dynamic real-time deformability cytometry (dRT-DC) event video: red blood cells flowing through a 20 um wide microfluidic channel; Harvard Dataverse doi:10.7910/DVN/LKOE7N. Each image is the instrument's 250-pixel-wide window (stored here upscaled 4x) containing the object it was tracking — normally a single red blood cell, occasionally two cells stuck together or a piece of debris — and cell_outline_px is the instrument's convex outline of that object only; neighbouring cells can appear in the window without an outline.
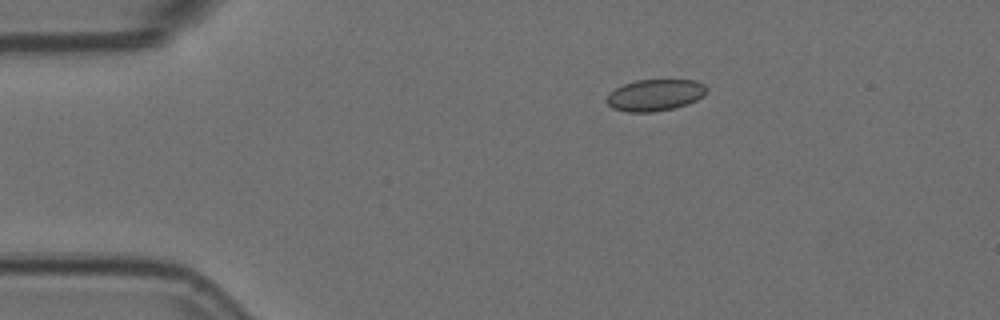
{"species": "Egyptian fruit bat (a non-hibernating species)", "species_latin": "Rousettus aegyptiacus", "temperature_condition": "room temperature", "stored_images_in_passage": 6, "camera_frame_rate_fps": 3000, "um_per_image_px": 0.085, "animal": {"sex": "female"}, "frame": {"image": 1, "passage_image": 1, "time_ms": 0.0, "image_size_px": [1000, 320], "cell_outline_px": [[708, 92], [704, 96], [688, 104], [672, 108], [652, 112], [628, 112], [612, 108], [604, 100], [616, 88], [624, 84], [636, 80], [696, 80], [704, 84], [708, 88]], "centroid_in_image_um": [55.71, 8.08], "position_along_channel_um": 29.3, "area_um2": 18.44}}
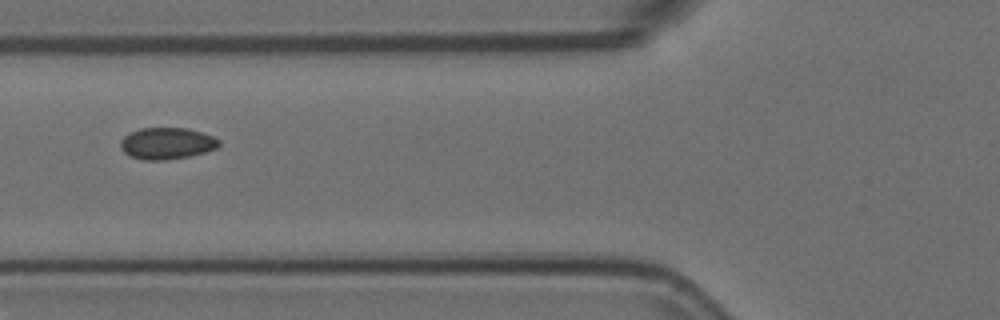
{"frame": {"image": 2, "passage_image": 4, "time_ms": 1.0, "image_size_px": [1000, 320], "cell_outline_px": [[220, 144], [216, 148], [204, 152], [188, 156], [164, 160], [140, 160], [124, 152], [120, 148], [120, 140], [124, 136], [140, 128], [188, 128], [212, 136], [220, 140]], "centroid_in_image_um": [14.16, 12.19], "position_along_channel_um": 111.6, "area_um2": 18.03}}
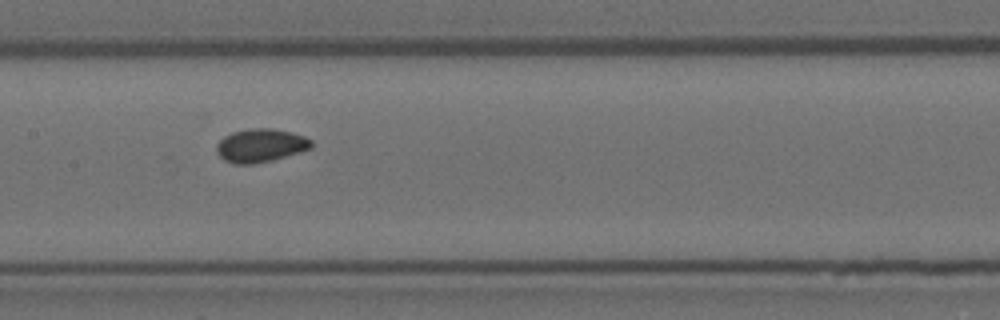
{"frame": {"image": 3, "passage_image": 6, "time_ms": 1.667, "image_size_px": [1000, 320], "cell_outline_px": [[312, 148], [300, 152], [272, 160], [252, 164], [236, 164], [224, 160], [216, 152], [216, 144], [224, 136], [232, 132], [248, 128], [272, 128], [292, 132], [304, 136], [312, 140]], "centroid_in_image_um": [22.15, 12.35], "position_along_channel_um": 185.3, "area_um2": 18.55}}